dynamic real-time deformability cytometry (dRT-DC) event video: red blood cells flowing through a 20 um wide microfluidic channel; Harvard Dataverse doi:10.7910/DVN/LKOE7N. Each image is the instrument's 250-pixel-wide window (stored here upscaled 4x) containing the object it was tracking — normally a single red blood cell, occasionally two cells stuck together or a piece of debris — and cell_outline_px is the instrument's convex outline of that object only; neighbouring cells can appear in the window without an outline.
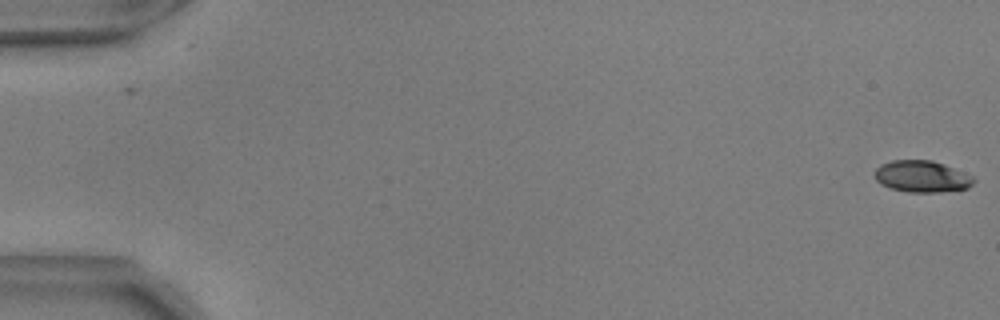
{"species": "common noctule bat (a hibernating species)", "species_latin": "Nyctalus noctula", "temperature_condition": "warm", "stored_images_in_passage": 56, "camera_frame_rate_fps": 3000, "um_per_image_px": 0.085, "animal": {"sex": "male", "body_mass_g": 17.9, "forearm_length_mm": 54.2}, "frame": {"image": 1, "passage_image": 1, "time_ms": 0.0, "image_size_px": [1000, 320], "cell_outline_px": [[976, 180], [968, 188], [940, 192], [908, 192], [892, 188], [880, 184], [872, 176], [872, 172], [880, 164], [892, 160], [932, 160], [944, 164], [972, 176]], "centroid_in_image_um": [78.31, 14.99], "position_along_channel_um": 6.7, "area_um2": 18.38}}
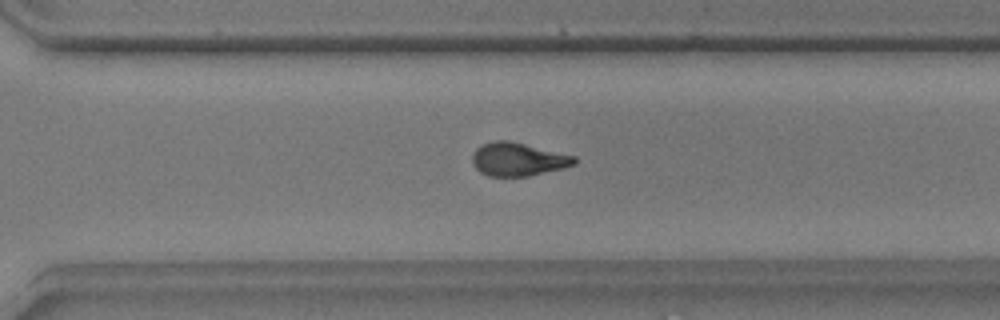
{"frame": {"image": 2, "passage_image": 40, "time_ms": 13.0, "image_size_px": [1000, 320], "cell_outline_px": [[576, 164], [564, 168], [528, 176], [488, 176], [480, 172], [472, 164], [472, 152], [476, 148], [484, 144], [496, 140], [508, 140], [576, 156]], "centroid_in_image_um": [44.02, 13.54], "position_along_channel_um": 326.6, "area_um2": 19.83}}
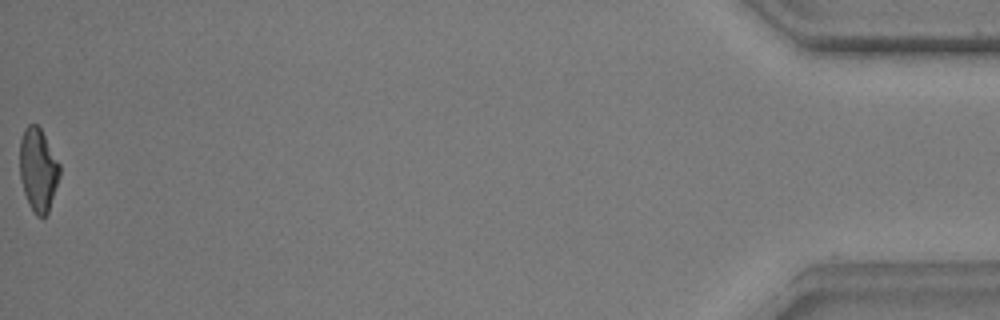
{"frame": {"image": 3, "passage_image": 56, "time_ms": 18.333, "image_size_px": [1000, 320], "cell_outline_px": [[60, 176], [48, 212], [44, 216], [36, 216], [28, 204], [24, 192], [20, 176], [20, 140], [24, 128], [28, 124], [36, 124], [40, 128], [60, 164]], "centroid_in_image_um": [3.24, 14.43], "position_along_channel_um": 432.0, "area_um2": 19.25}, "authors_computed_cell_mechanics": {"area_um2": 19.8543, "velocity_mm_per_s": 3.7017, "shape_relaxation_time_tau1_ms": 5.3377, "shape_relaxation_time_tau2_ms": 2.5123, "deformation_change_tau1": 0.1765, "deformation_change_tau2": 0.0944}}